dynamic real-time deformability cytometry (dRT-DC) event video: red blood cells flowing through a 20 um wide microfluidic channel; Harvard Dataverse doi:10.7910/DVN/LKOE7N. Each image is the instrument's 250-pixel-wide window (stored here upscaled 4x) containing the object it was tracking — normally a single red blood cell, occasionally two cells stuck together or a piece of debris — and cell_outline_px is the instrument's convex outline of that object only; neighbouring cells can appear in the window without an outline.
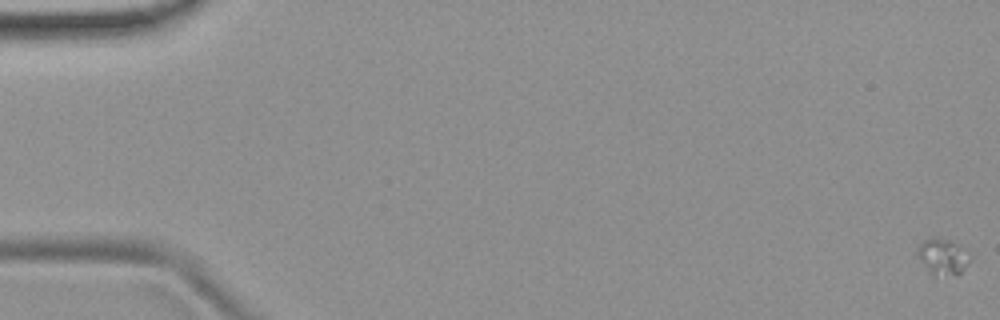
{"species": "common noctule bat (a hibernating species)", "species_latin": "Nyctalus noctula", "temperature_condition": "room temperature", "stored_images_in_passage": 6, "camera_frame_rate_fps": 3000, "um_per_image_px": 0.085, "animal": {"sex": "female", "body_mass_g": 19.9}, "frame": {"image": 1, "passage_image": 1, "time_ms": 0.0, "image_size_px": [1000, 320], "cell_outline_px": [[972, 260], [960, 272], [932, 276], [920, 260], [916, 252], [916, 248], [928, 236], [936, 236], [948, 240], [956, 244]], "centroid_in_image_um": [80.05, 21.78], "position_along_channel_um": 4.9, "area_um2": 10.75}}